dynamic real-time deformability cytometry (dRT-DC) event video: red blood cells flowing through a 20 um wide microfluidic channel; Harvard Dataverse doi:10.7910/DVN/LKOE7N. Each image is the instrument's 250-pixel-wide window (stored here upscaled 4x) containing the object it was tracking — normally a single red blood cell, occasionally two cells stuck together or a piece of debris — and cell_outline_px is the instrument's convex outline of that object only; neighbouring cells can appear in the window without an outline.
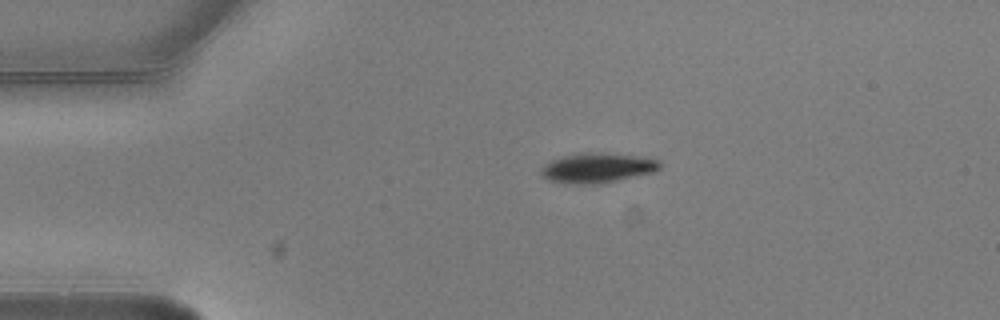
{"species": "common noctule bat (a hibernating species)", "species_latin": "Nyctalus noctula", "temperature_condition": "warm", "stored_images_in_passage": 3, "camera_frame_rate_fps": 3000, "um_per_image_px": 0.085, "animal": {"sex": "male", "body_mass_g": 20.5, "forearm_length_mm": 52.5}, "frame": {"image": 1, "passage_image": 3, "time_ms": 0.667, "image_size_px": [1000, 320], "cell_outline_px": [[660, 168], [652, 172], [616, 180], [592, 184], [576, 184], [548, 180], [540, 176], [540, 168], [544, 164], [560, 156], [580, 152], [604, 152], [640, 156], [660, 160]], "centroid_in_image_um": [50.72, 14.24], "position_along_channel_um": 34.3, "area_um2": 20.75}}